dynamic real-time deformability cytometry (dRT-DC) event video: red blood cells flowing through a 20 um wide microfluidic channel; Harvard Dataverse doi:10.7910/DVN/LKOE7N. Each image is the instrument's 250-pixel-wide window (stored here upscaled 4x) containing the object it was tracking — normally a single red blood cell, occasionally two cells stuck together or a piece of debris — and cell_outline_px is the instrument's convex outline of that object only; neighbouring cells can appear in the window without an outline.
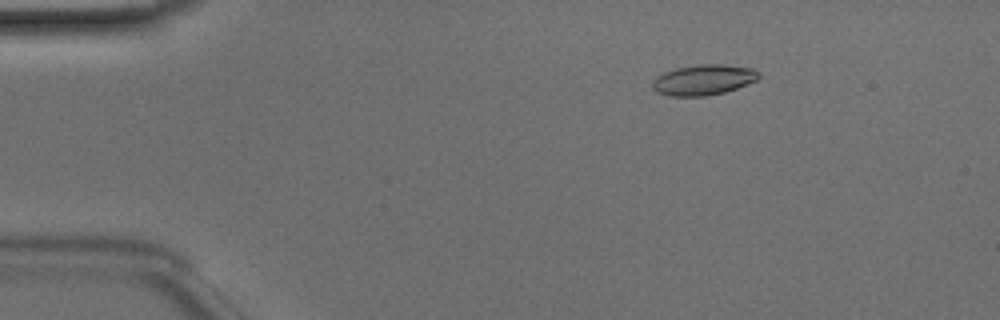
{"species": "Egyptian fruit bat (a non-hibernating species)", "species_latin": "Rousettus aegyptiacus", "temperature_condition": "room temperature", "stored_images_in_passage": 43, "camera_frame_rate_fps": 3000, "um_per_image_px": 0.085, "animal": {"sex": "male"}, "frame": {"image": 1, "passage_image": 2, "time_ms": 0.333, "image_size_px": [1000, 320], "cell_outline_px": [[760, 76], [756, 80], [736, 88], [724, 92], [704, 96], [668, 96], [656, 92], [652, 88], [652, 80], [656, 76], [664, 72], [676, 68], [700, 64], [720, 64], [752, 68], [760, 72]], "centroid_in_image_um": [59.75, 6.79], "position_along_channel_um": 25.2, "area_um2": 18.9}}
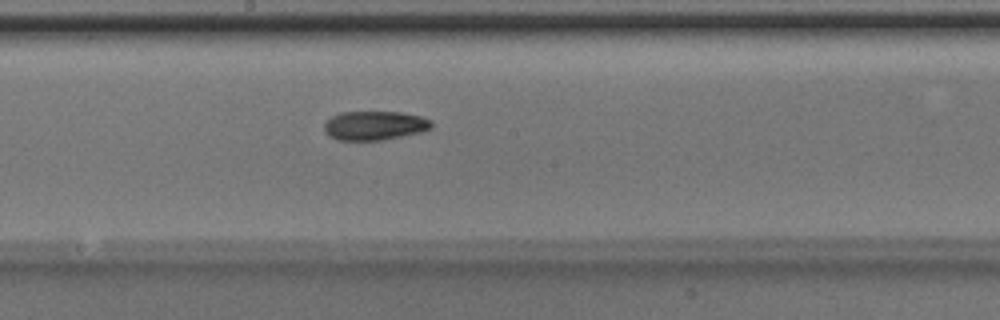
{"frame": {"image": 2, "passage_image": 21, "time_ms": 6.667, "image_size_px": [1000, 320], "cell_outline_px": [[432, 128], [420, 132], [384, 140], [336, 140], [328, 136], [324, 132], [324, 124], [332, 116], [340, 112], [400, 112], [420, 116], [432, 120]], "centroid_in_image_um": [31.82, 10.67], "position_along_channel_um": 216.4, "area_um2": 18.26}}
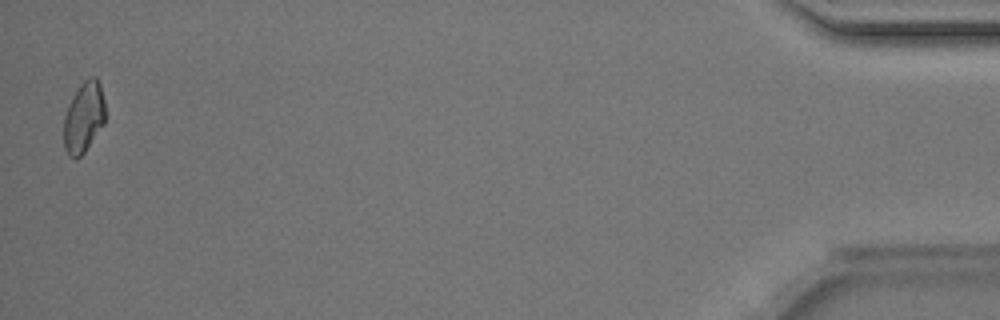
{"frame": {"image": 3, "passage_image": 43, "time_ms": 14.0, "image_size_px": [1000, 320], "cell_outline_px": [[104, 124], [84, 152], [76, 160], [68, 156], [64, 148], [64, 116], [68, 104], [72, 96], [80, 84], [84, 80], [92, 76], [96, 76], [100, 84], [104, 100]], "centroid_in_image_um": [7.1, 9.97], "position_along_channel_um": 428.1, "area_um2": 17.17}, "authors_computed_cell_mechanics": {"area_um2": 18.0336, "velocity_mm_per_s": 4.1318, "shape_relaxation_time_tau1_ms": null, "shape_relaxation_time_tau2_ms": 5.8213, "deformation_change_tau1": null, "deformation_change_tau2": 0.113}}